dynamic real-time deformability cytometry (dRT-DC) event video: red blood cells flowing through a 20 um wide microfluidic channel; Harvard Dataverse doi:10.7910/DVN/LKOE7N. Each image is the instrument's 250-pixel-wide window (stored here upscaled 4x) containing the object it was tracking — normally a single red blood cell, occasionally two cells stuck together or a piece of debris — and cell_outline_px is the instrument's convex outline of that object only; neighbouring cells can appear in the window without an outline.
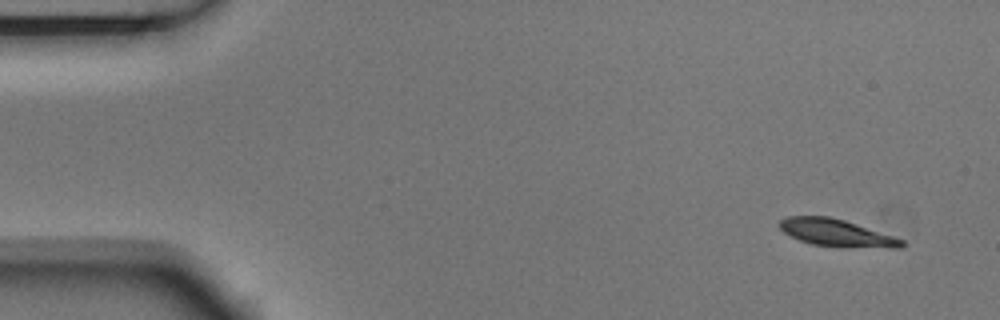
{"species": "Egyptian fruit bat (a non-hibernating species)", "species_latin": "Rousettus aegyptiacus", "temperature_condition": "room temperature", "stored_images_in_passage": 5, "camera_frame_rate_fps": 3000, "um_per_image_px": 0.085, "animal": {"sex": "male"}, "frame": {"image": 1, "passage_image": 1, "time_ms": 0.0, "image_size_px": [1000, 320], "cell_outline_px": [[904, 244], [900, 248], [844, 248], [812, 244], [800, 240], [784, 232], [780, 228], [780, 220], [788, 216], [828, 216], [844, 220], [904, 240]], "centroid_in_image_um": [71.11, 19.81], "position_along_channel_um": 13.9, "area_um2": 19.31}}
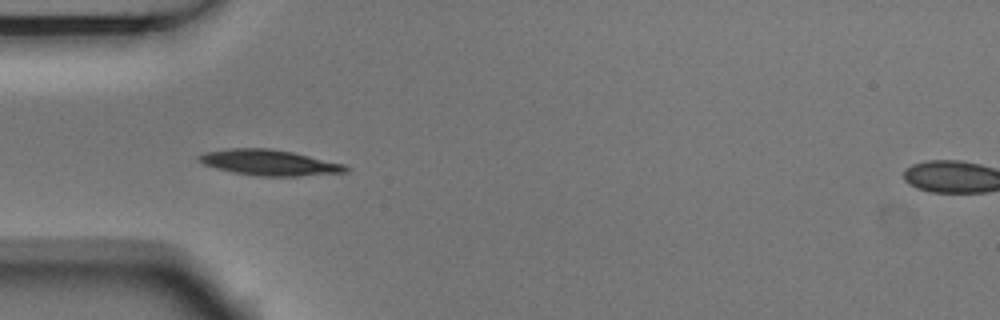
{"frame": {"image": 2, "passage_image": 4, "time_ms": 1.0, "image_size_px": [1000, 320], "cell_outline_px": [[348, 172], [296, 176], [260, 176], [232, 172], [216, 168], [204, 164], [196, 160], [196, 156], [204, 152], [228, 148], [268, 148], [292, 152], [344, 164], [348, 168]], "centroid_in_image_um": [22.83, 13.81], "position_along_channel_um": 62.2, "area_um2": 21.91}}
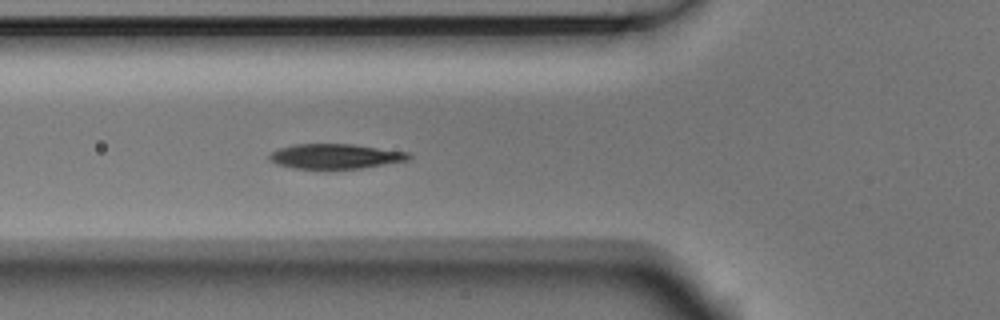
{"frame": {"image": 3, "passage_image": 5, "time_ms": 1.333, "image_size_px": [1000, 320], "cell_outline_px": [[412, 156], [408, 160], [360, 168], [328, 172], [292, 168], [280, 164], [272, 160], [268, 156], [272, 152], [280, 148], [292, 144], [352, 144], [408, 152]], "centroid_in_image_um": [28.49, 13.32], "position_along_channel_um": 97.3, "area_um2": 20.75}}